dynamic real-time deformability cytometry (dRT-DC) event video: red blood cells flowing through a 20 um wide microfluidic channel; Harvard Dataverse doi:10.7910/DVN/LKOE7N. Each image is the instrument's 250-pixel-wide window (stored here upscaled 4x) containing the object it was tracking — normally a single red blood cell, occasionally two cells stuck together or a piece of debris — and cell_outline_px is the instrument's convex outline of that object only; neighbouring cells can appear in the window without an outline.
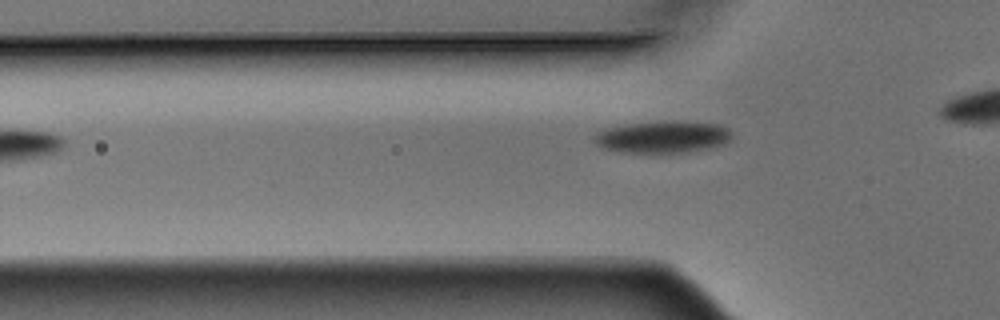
{"species": "Egyptian fruit bat (a non-hibernating species)", "species_latin": "Rousettus aegyptiacus", "temperature_condition": "warm", "stored_images_in_passage": 4, "camera_frame_rate_fps": 3000, "um_per_image_px": 0.085, "animal": {"sex": "male"}, "frame": {"image": 1, "passage_image": 4, "time_ms": 1.0, "image_size_px": [1000, 320], "cell_outline_px": [[732, 140], [728, 144], [712, 148], [688, 152], [624, 152], [604, 148], [596, 144], [596, 136], [600, 132], [608, 128], [628, 124], [720, 124], [728, 128], [732, 132]], "centroid_in_image_um": [56.44, 11.7], "position_along_channel_um": 69.4, "area_um2": 24.33}}